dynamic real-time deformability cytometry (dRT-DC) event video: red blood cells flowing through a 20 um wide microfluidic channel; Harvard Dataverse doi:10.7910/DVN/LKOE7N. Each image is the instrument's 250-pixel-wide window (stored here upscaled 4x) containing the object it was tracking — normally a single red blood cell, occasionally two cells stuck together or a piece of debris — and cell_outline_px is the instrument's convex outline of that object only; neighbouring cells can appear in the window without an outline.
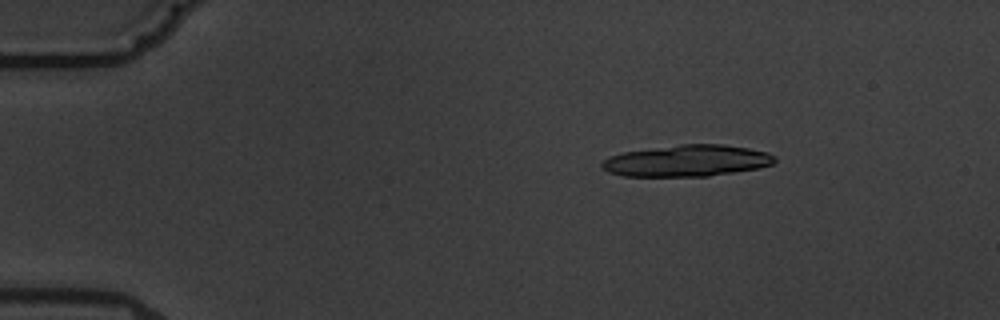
{"species": "common noctule bat (a hibernating species)", "species_latin": "Nyctalus noctula", "temperature_condition": "warm", "stored_images_in_passage": 10, "camera_frame_rate_fps": 3000, "um_per_image_px": 0.085, "animal": {"sex": "male", "body_mass_g": 19.5, "forearm_length_mm": 54.6}, "frame": {"image": 1, "passage_image": 2, "time_ms": 1.0, "image_size_px": [1000, 320], "cell_outline_px": [[776, 160], [772, 164], [756, 168], [708, 176], [624, 176], [608, 172], [600, 164], [604, 160], [612, 156], [624, 152], [680, 144], [724, 144], [748, 148], [768, 152], [776, 156]], "centroid_in_image_um": [58.42, 13.66], "position_along_channel_um": 26.6, "area_um2": 31.44}}
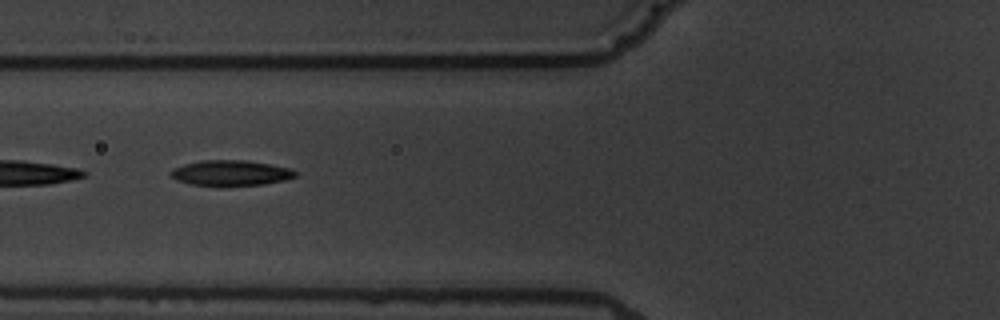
{"frame": {"image": 2, "passage_image": 6, "time_ms": 5.667, "image_size_px": [1000, 320], "cell_outline_px": [[296, 176], [284, 180], [264, 184], [192, 184], [176, 180], [168, 172], [172, 168], [184, 164], [200, 160], [244, 160], [272, 164], [292, 168], [296, 172]], "centroid_in_image_um": [19.62, 14.66], "position_along_channel_um": 106.2, "area_um2": 18.09}}
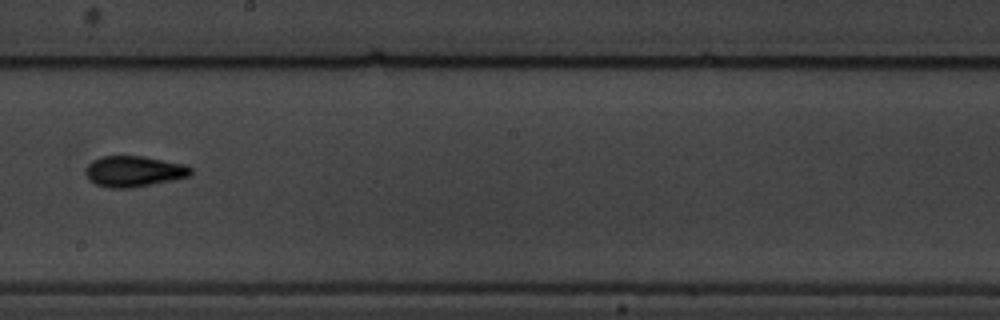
{"frame": {"image": 3, "passage_image": 9, "time_ms": 9.333, "image_size_px": [1000, 320], "cell_outline_px": [[192, 176], [172, 180], [128, 188], [108, 188], [96, 184], [88, 180], [84, 172], [88, 164], [92, 160], [100, 156], [144, 156], [184, 164], [192, 168]], "centroid_in_image_um": [11.36, 14.56], "position_along_channel_um": 236.8, "area_um2": 19.02}}